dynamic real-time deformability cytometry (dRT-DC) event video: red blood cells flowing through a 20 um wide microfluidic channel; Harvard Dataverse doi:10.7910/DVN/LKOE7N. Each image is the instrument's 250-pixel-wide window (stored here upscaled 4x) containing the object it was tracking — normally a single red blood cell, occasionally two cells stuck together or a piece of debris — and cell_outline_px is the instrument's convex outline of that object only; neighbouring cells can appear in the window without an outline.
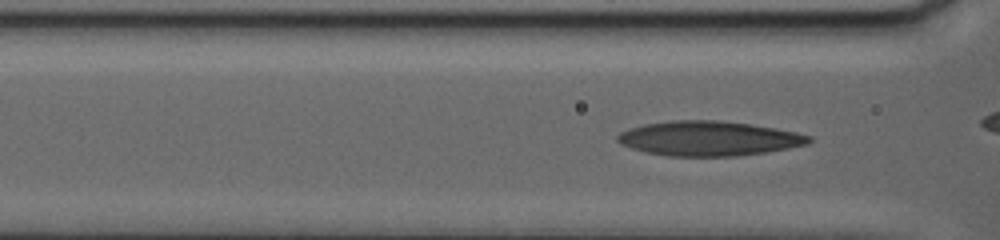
{"species": "human", "species_latin": "Homo sapiens", "temperature_condition": "warm", "stored_images_in_passage": 45, "camera_frame_rate_fps": 3000, "um_per_image_px": 0.085, "donor": {"sex": "female"}, "frame": {"image": 1, "passage_image": 7, "time_ms": 2.0, "image_size_px": [1000, 240], "cell_outline_px": [[812, 140], [808, 144], [768, 152], [736, 156], [668, 156], [648, 152], [632, 148], [620, 144], [616, 140], [616, 136], [620, 132], [628, 128], [644, 124], [668, 120], [716, 120], [748, 124], [776, 128], [796, 132], [812, 136]], "centroid_in_image_um": [60.23, 11.76], "position_along_channel_um": 106.4, "area_um2": 38.78}}
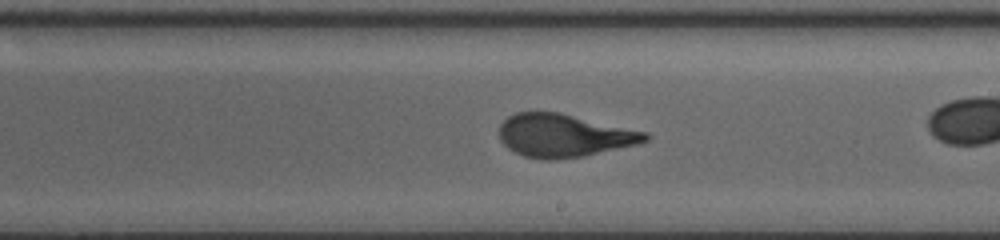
{"frame": {"image": 2, "passage_image": 25, "time_ms": 8.0, "image_size_px": [1000, 240], "cell_outline_px": [[652, 136], [648, 140], [636, 144], [584, 156], [552, 160], [540, 160], [524, 156], [508, 148], [500, 140], [500, 124], [508, 116], [516, 112], [560, 112], [648, 132]], "centroid_in_image_um": [47.94, 11.52], "position_along_channel_um": 241.1, "area_um2": 36.65}}
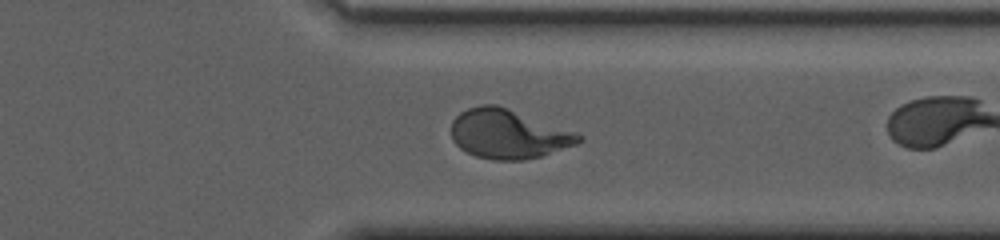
{"frame": {"image": 3, "passage_image": 42, "time_ms": 13.667, "image_size_px": [1000, 240], "cell_outline_px": [[584, 140], [576, 144], [540, 156], [524, 160], [492, 160], [476, 156], [460, 148], [452, 140], [452, 120], [460, 112], [468, 108], [480, 104], [496, 104], [576, 132], [584, 136]], "centroid_in_image_um": [43.19, 11.39], "position_along_channel_um": 368.2, "area_um2": 36.41}}